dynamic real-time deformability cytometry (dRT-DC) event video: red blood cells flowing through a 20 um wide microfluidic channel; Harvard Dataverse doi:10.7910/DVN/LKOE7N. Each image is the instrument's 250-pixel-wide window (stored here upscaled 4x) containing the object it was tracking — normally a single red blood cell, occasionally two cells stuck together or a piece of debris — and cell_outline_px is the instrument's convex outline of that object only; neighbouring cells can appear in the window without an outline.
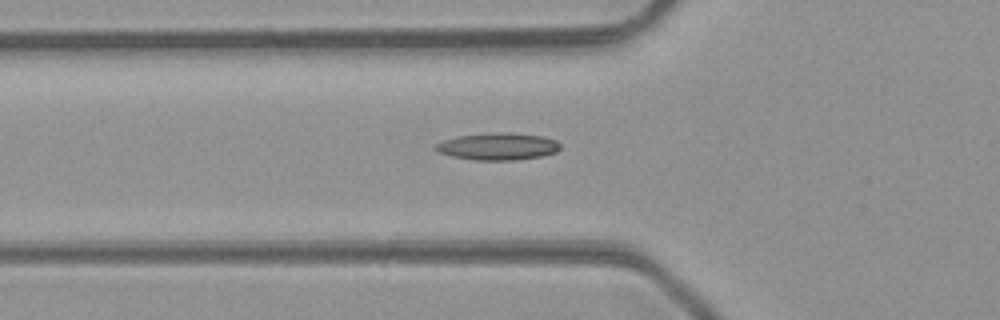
{"species": "common noctule bat (a hibernating species)", "species_latin": "Nyctalus noctula", "temperature_condition": "room temperature", "stored_images_in_passage": 33, "camera_frame_rate_fps": 3000, "um_per_image_px": 0.085, "animal": {"sex": "male", "body_mass_g": 23.1, "forearm_length_mm": 52.7}, "frame": {"image": 1, "passage_image": 5, "time_ms": 1.333, "image_size_px": [1000, 320], "cell_outline_px": [[560, 148], [556, 152], [544, 156], [516, 160], [476, 160], [452, 156], [440, 152], [432, 148], [436, 144], [444, 140], [456, 136], [496, 132], [508, 132], [544, 136], [556, 140], [560, 144]], "centroid_in_image_um": [42.35, 12.44], "position_along_channel_um": 83.5, "area_um2": 19.83}}
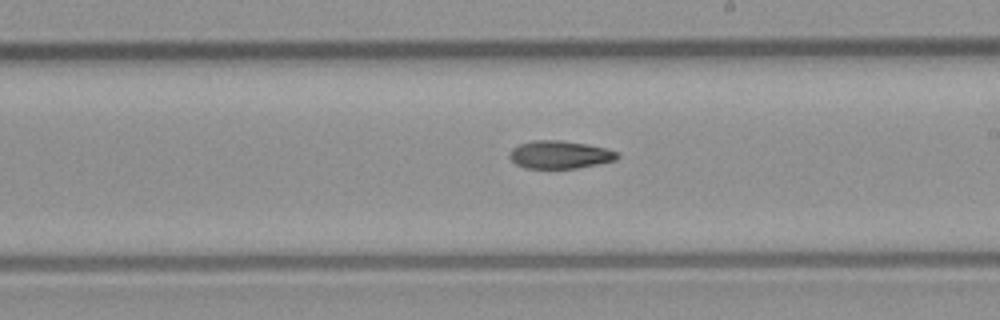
{"frame": {"image": 2, "passage_image": 16, "time_ms": 5.0, "image_size_px": [1000, 320], "cell_outline_px": [[620, 156], [616, 160], [576, 168], [524, 168], [516, 164], [508, 156], [512, 148], [520, 144], [532, 140], [560, 140], [588, 144], [604, 148], [616, 152]], "centroid_in_image_um": [47.55, 13.14], "position_along_channel_um": 241.4, "area_um2": 17.4}}
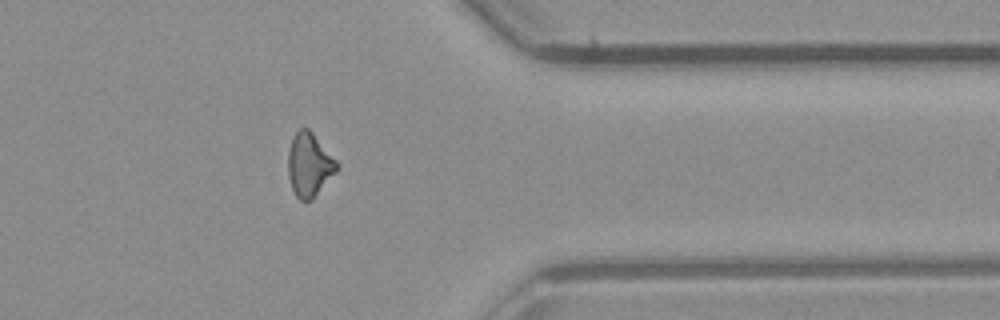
{"frame": {"image": 3, "passage_image": 27, "time_ms": 8.667, "image_size_px": [1000, 320], "cell_outline_px": [[340, 168], [312, 200], [300, 200], [296, 196], [292, 188], [288, 176], [288, 152], [292, 136], [300, 128], [308, 128], [312, 132], [340, 164]], "centroid_in_image_um": [26.3, 14.0], "position_along_channel_um": 385.1, "area_um2": 18.21}}